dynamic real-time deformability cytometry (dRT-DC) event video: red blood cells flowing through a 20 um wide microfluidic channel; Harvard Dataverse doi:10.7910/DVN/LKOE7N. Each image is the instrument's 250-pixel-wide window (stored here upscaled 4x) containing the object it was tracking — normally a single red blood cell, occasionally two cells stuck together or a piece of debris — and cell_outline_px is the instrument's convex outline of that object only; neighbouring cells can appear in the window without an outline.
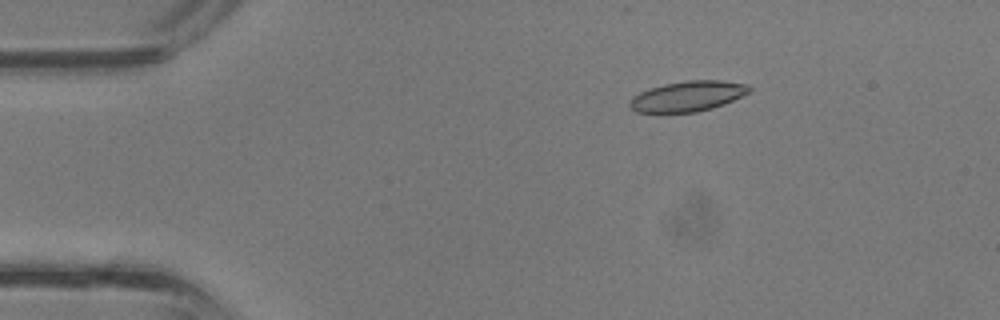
{"species": "common noctule bat (a hibernating species)", "species_latin": "Nyctalus noctula", "temperature_condition": "room temperature", "stored_images_in_passage": 8, "camera_frame_rate_fps": 3000, "um_per_image_px": 0.085, "animal": {"sex": "male", "body_mass_g": 13.3}, "frame": {"image": 1, "passage_image": 2, "time_ms": 0.333, "image_size_px": [1000, 320], "cell_outline_px": [[752, 88], [748, 92], [724, 104], [712, 108], [696, 112], [636, 112], [628, 104], [632, 96], [640, 92], [664, 84], [688, 80], [720, 80], [748, 84]], "centroid_in_image_um": [58.45, 8.17], "position_along_channel_um": 26.5, "area_um2": 20.92}}
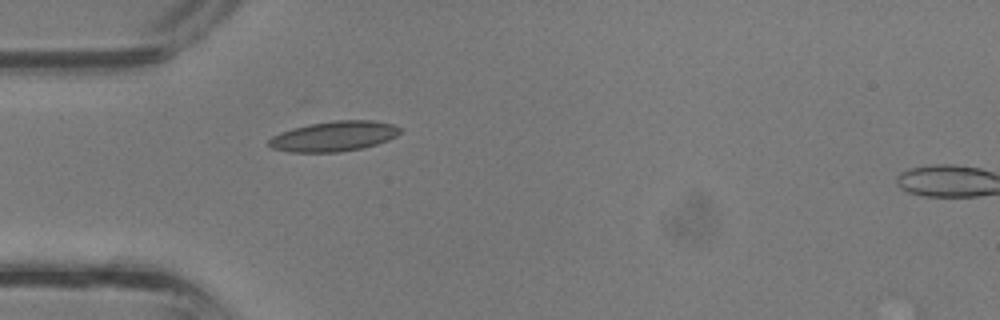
{"frame": {"image": 2, "passage_image": 7, "time_ms": 2.0, "image_size_px": [1000, 320], "cell_outline_px": [[400, 132], [396, 136], [388, 140], [364, 148], [340, 152], [288, 152], [272, 148], [268, 144], [268, 140], [272, 136], [280, 132], [292, 128], [308, 124], [336, 120], [372, 120], [392, 124], [400, 128]], "centroid_in_image_um": [28.36, 11.58], "position_along_channel_um": 56.6, "area_um2": 23.12}}